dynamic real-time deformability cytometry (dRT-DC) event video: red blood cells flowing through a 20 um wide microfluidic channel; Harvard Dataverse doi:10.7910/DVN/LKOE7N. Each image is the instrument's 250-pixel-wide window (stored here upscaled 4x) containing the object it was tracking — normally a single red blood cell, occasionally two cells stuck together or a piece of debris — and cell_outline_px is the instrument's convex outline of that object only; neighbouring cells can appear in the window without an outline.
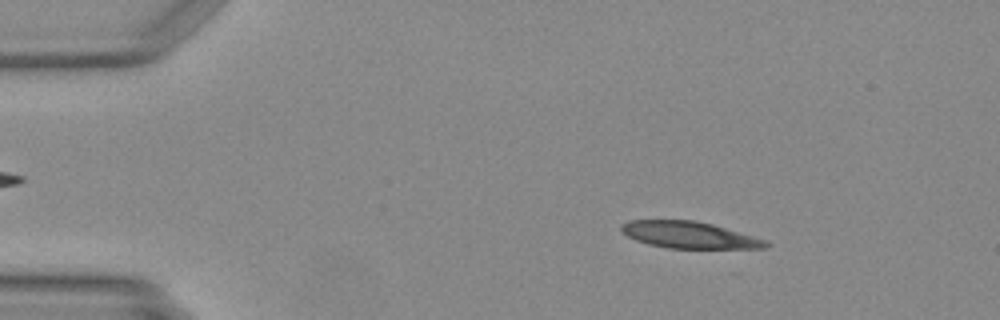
{"species": "Egyptian fruit bat (a non-hibernating species)", "species_latin": "Rousettus aegyptiacus", "temperature_condition": "warm", "stored_images_in_passage": 15, "camera_frame_rate_fps": 3000, "um_per_image_px": 0.085, "animal": {"sex": "female"}, "frame": {"image": 1, "passage_image": 5, "time_ms": 1.333, "image_size_px": [1000, 320], "cell_outline_px": [[772, 244], [768, 248], [668, 248], [648, 244], [636, 240], [628, 236], [620, 228], [620, 224], [628, 220], [692, 220], [712, 224], [764, 240]], "centroid_in_image_um": [58.54, 19.97], "position_along_channel_um": 26.5, "area_um2": 22.2}}
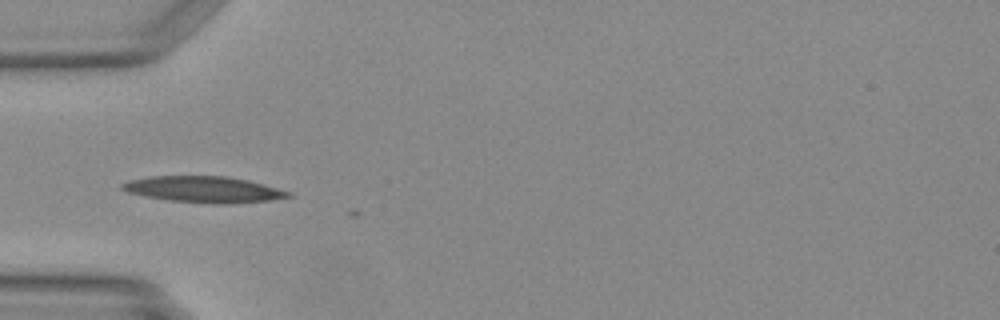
{"frame": {"image": 2, "passage_image": 13, "time_ms": 4.0, "image_size_px": [1000, 320], "cell_outline_px": [[292, 196], [268, 200], [220, 204], [212, 204], [168, 200], [144, 196], [128, 192], [120, 188], [120, 184], [128, 180], [152, 176], [224, 176], [248, 180], [292, 192]], "centroid_in_image_um": [17.27, 16.1], "position_along_channel_um": 67.7, "area_um2": 25.2}}